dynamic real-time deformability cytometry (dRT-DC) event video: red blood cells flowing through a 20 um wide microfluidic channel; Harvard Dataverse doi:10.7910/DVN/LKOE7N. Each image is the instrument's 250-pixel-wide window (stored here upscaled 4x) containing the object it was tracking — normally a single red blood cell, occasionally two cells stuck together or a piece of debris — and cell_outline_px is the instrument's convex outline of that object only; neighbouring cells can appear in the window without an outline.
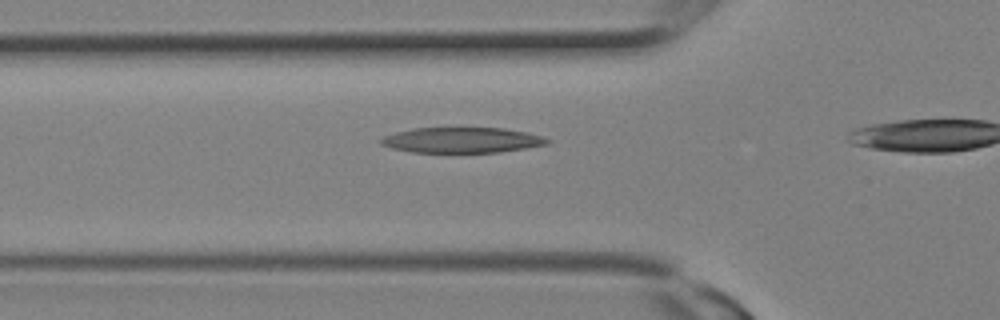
{"species": "Egyptian fruit bat (a non-hibernating species)", "species_latin": "Rousettus aegyptiacus", "temperature_condition": "room temperature", "stored_images_in_passage": 3, "camera_frame_rate_fps": 3000, "um_per_image_px": 0.085, "animal": {"sex": "female"}, "frame": {"image": 1, "passage_image": 3, "time_ms": 0.667, "image_size_px": [1000, 320], "cell_outline_px": [[552, 140], [548, 144], [500, 152], [412, 152], [392, 148], [380, 144], [380, 140], [384, 136], [396, 132], [412, 128], [504, 128], [524, 132], [540, 136]], "centroid_in_image_um": [39.24, 11.91], "position_along_channel_um": 86.6, "area_um2": 24.45}}